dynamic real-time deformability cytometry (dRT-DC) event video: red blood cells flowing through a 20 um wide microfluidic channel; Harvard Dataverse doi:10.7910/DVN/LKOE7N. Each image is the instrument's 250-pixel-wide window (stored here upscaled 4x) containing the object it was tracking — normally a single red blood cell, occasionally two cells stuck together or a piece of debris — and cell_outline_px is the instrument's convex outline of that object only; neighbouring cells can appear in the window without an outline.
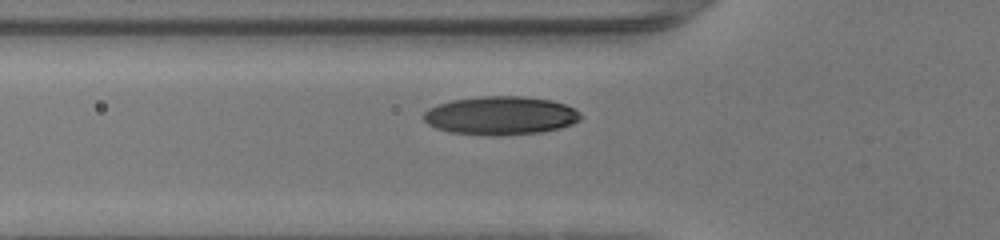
{"species": "human", "species_latin": "Homo sapiens", "temperature_condition": "warm", "stored_images_in_passage": 35, "camera_frame_rate_fps": 3000, "um_per_image_px": 0.085, "donor": {"sex": "female"}, "frame": {"image": 1, "passage_image": 6, "time_ms": 1.667, "image_size_px": [1000, 240], "cell_outline_px": [[584, 116], [580, 120], [572, 124], [560, 128], [544, 132], [496, 136], [492, 136], [448, 132], [436, 128], [428, 124], [424, 120], [424, 112], [428, 108], [452, 100], [484, 96], [520, 96], [552, 100], [564, 104], [580, 112]], "centroid_in_image_um": [42.57, 9.83], "position_along_channel_um": 83.2, "area_um2": 35.37}}
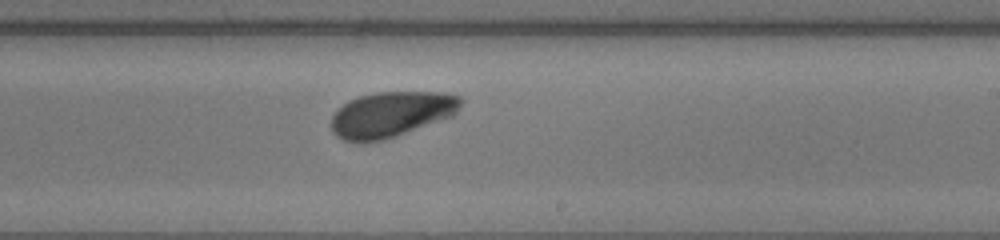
{"frame": {"image": 2, "passage_image": 18, "time_ms": 5.667, "image_size_px": [1000, 240], "cell_outline_px": [[464, 100], [456, 112], [452, 116], [396, 136], [384, 140], [364, 144], [344, 140], [336, 136], [332, 132], [332, 116], [348, 100], [360, 96], [376, 92], [444, 92], [460, 96]], "centroid_in_image_um": [33.25, 9.73], "position_along_channel_um": 255.7, "area_um2": 34.51}}
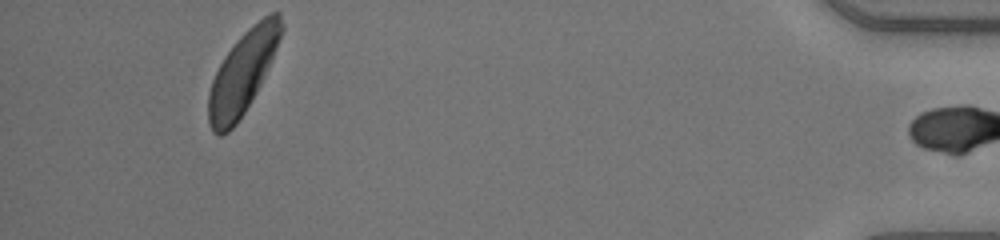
{"frame": {"image": 3, "passage_image": 34, "time_ms": 11.0, "image_size_px": [1000, 240], "cell_outline_px": [[284, 28], [268, 68], [256, 92], [244, 112], [236, 124], [228, 132], [220, 136], [216, 136], [212, 132], [208, 124], [208, 92], [212, 80], [224, 56], [240, 36], [248, 28], [264, 16], [272, 12], [280, 12], [284, 24]], "centroid_in_image_um": [20.61, 6.19], "position_along_channel_um": 414.6, "area_um2": 34.68}, "authors_computed_cell_mechanics": {"area_um2": 34.102, "velocity_mm_per_s": 4.3246, "shape_relaxation_time_tau1_ms": 1.798, "shape_relaxation_time_tau2_ms": null, "deformation_change_tau1": 0.0974, "deformation_change_tau2": null}}